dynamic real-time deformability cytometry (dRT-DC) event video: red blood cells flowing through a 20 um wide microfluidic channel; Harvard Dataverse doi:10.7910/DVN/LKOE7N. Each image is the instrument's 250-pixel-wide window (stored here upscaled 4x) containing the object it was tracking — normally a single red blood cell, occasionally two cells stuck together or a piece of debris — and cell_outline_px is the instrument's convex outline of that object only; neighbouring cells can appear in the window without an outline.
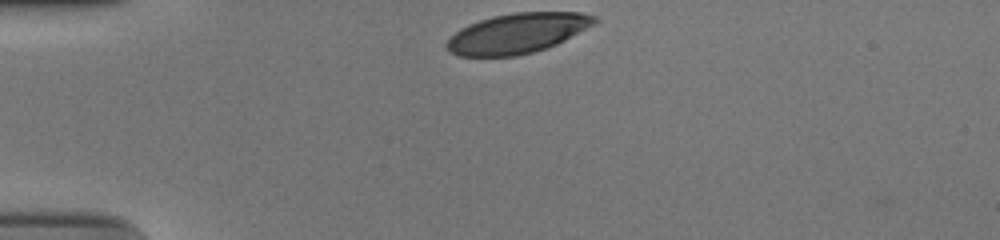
{"species": "human", "species_latin": "Homo sapiens", "temperature_condition": "cold", "stored_images_in_passage": 32, "camera_frame_rate_fps": 3000, "um_per_image_px": 0.085, "donor": {"sex": "male"}, "frame": {"image": 1, "passage_image": 1, "time_ms": 0.0, "image_size_px": [1000, 240], "cell_outline_px": [[600, 20], [596, 24], [556, 44], [532, 52], [516, 56], [460, 56], [444, 48], [444, 44], [460, 28], [468, 24], [492, 16], [512, 12], [580, 12], [596, 16]], "centroid_in_image_um": [43.99, 2.81], "position_along_channel_um": 41.0, "area_um2": 34.51}}
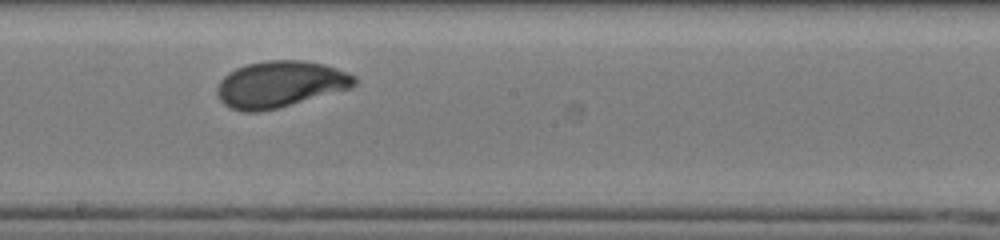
{"frame": {"image": 2, "passage_image": 19, "time_ms": 6.0, "image_size_px": [1000, 240], "cell_outline_px": [[356, 84], [352, 88], [276, 108], [260, 112], [240, 112], [224, 104], [220, 100], [216, 92], [216, 88], [220, 80], [228, 72], [236, 68], [248, 64], [268, 60], [304, 60], [324, 64], [348, 72], [356, 76]], "centroid_in_image_um": [23.8, 7.16], "position_along_channel_um": 224.4, "area_um2": 37.22}}
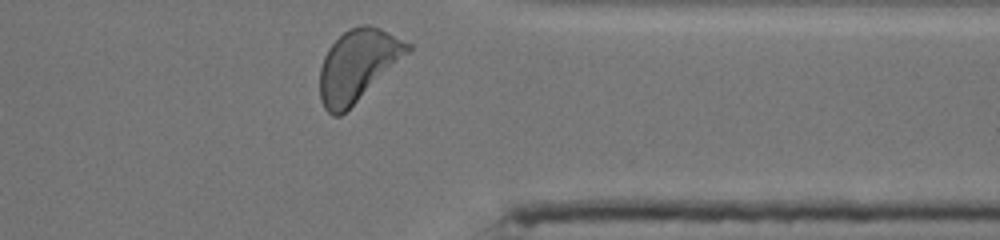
{"frame": {"image": 3, "passage_image": 32, "time_ms": 10.333, "image_size_px": [1000, 240], "cell_outline_px": [[412, 48], [408, 52], [340, 116], [332, 116], [324, 108], [320, 100], [320, 68], [324, 56], [328, 48], [348, 28], [360, 24], [368, 24], [380, 28], [412, 44]], "centroid_in_image_um": [30.37, 5.52], "position_along_channel_um": 381.0, "area_um2": 35.89}, "authors_computed_cell_mechanics": {"area_um2": 36.3273, "velocity_mm_per_s": 3.7167, "shape_relaxation_time_tau1_ms": 3.0978, "shape_relaxation_time_tau2_ms": null, "deformation_change_tau1": 0.1656, "deformation_change_tau2": null}}